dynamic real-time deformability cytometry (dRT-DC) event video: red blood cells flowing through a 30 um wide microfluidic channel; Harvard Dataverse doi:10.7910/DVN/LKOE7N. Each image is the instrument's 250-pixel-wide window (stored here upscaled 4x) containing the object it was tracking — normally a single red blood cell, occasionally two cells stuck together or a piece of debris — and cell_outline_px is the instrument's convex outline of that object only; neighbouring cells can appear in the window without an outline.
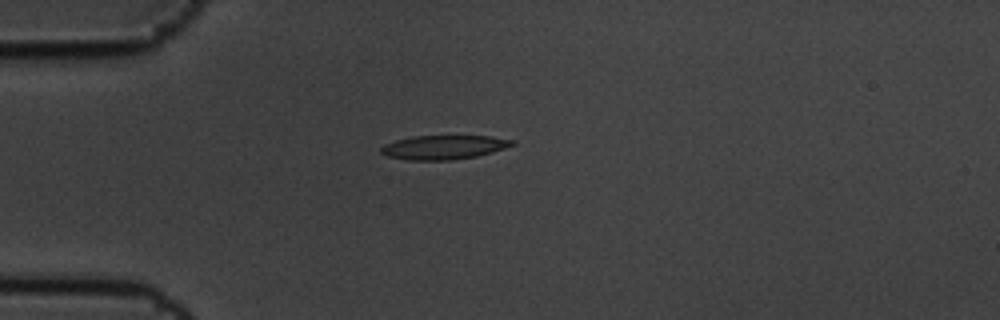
{"species": "common noctule bat (a hibernating species)", "species_latin": "Nyctalus noctula", "temperature_condition": "cold", "stored_images_in_passage": 11, "camera_frame_rate_fps": 3000, "um_per_image_px": 0.085, "animal": {"sex": "male", "body_mass_g": 19.5, "forearm_length_mm": 54.6}, "frame": {"image": 1, "passage_image": 4, "time_ms": 1.0, "image_size_px": [1000, 320], "cell_outline_px": [[516, 144], [492, 152], [476, 156], [452, 160], [408, 160], [388, 156], [380, 152], [380, 148], [384, 144], [396, 140], [412, 136], [492, 136], [516, 140]], "centroid_in_image_um": [37.74, 12.51], "position_along_channel_um": 47.3, "area_um2": 18.44}}
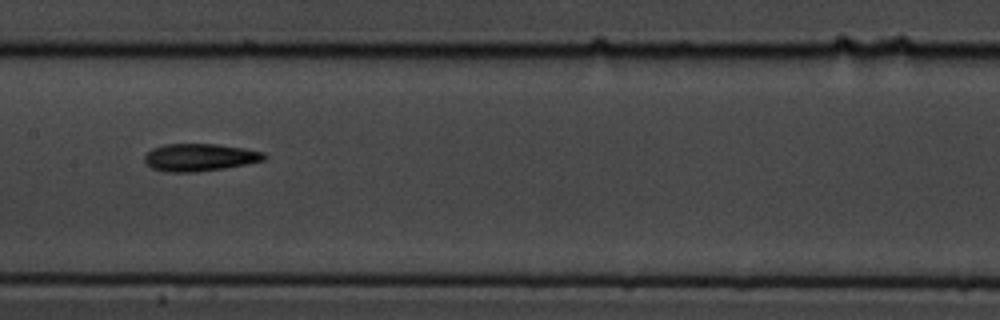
{"frame": {"image": 2, "passage_image": 8, "time_ms": 2.333, "image_size_px": [1000, 320], "cell_outline_px": [[268, 156], [264, 160], [224, 168], [196, 172], [164, 172], [152, 168], [144, 160], [144, 156], [152, 148], [164, 144], [216, 144], [244, 148], [264, 152]], "centroid_in_image_um": [16.96, 13.37], "position_along_channel_um": 190.4, "area_um2": 19.13}}
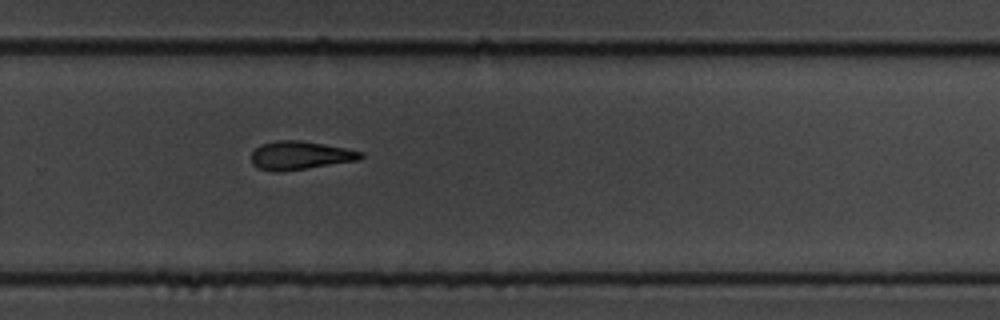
{"frame": {"image": 3, "passage_image": 11, "time_ms": 3.333, "image_size_px": [1000, 320], "cell_outline_px": [[364, 156], [360, 160], [308, 168], [276, 172], [260, 168], [252, 164], [252, 152], [260, 144], [276, 140], [300, 140], [324, 144], [364, 152]], "centroid_in_image_um": [25.52, 13.2], "position_along_channel_um": 304.3, "area_um2": 18.09}}